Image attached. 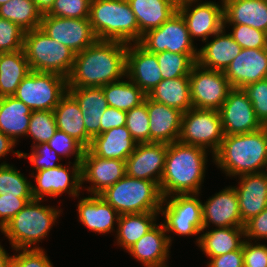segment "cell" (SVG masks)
I'll use <instances>...</instances> for the list:
<instances>
[{"instance_id": "obj_1", "label": "cell", "mask_w": 267, "mask_h": 267, "mask_svg": "<svg viewBox=\"0 0 267 267\" xmlns=\"http://www.w3.org/2000/svg\"><path fill=\"white\" fill-rule=\"evenodd\" d=\"M127 44L96 40L75 55L68 88L102 87L126 78Z\"/></svg>"}, {"instance_id": "obj_2", "label": "cell", "mask_w": 267, "mask_h": 267, "mask_svg": "<svg viewBox=\"0 0 267 267\" xmlns=\"http://www.w3.org/2000/svg\"><path fill=\"white\" fill-rule=\"evenodd\" d=\"M209 151L173 142L167 146L164 171L159 184L161 196L200 194L204 183Z\"/></svg>"}, {"instance_id": "obj_3", "label": "cell", "mask_w": 267, "mask_h": 267, "mask_svg": "<svg viewBox=\"0 0 267 267\" xmlns=\"http://www.w3.org/2000/svg\"><path fill=\"white\" fill-rule=\"evenodd\" d=\"M226 176L265 172L267 165V126L238 135H225L212 161Z\"/></svg>"}, {"instance_id": "obj_4", "label": "cell", "mask_w": 267, "mask_h": 267, "mask_svg": "<svg viewBox=\"0 0 267 267\" xmlns=\"http://www.w3.org/2000/svg\"><path fill=\"white\" fill-rule=\"evenodd\" d=\"M33 199L0 230L8 238L12 249H43L39 242L48 237L53 225L58 223L61 208L41 204ZM37 244V246H36Z\"/></svg>"}, {"instance_id": "obj_5", "label": "cell", "mask_w": 267, "mask_h": 267, "mask_svg": "<svg viewBox=\"0 0 267 267\" xmlns=\"http://www.w3.org/2000/svg\"><path fill=\"white\" fill-rule=\"evenodd\" d=\"M89 20L97 40L139 42V26L127 0H91Z\"/></svg>"}, {"instance_id": "obj_6", "label": "cell", "mask_w": 267, "mask_h": 267, "mask_svg": "<svg viewBox=\"0 0 267 267\" xmlns=\"http://www.w3.org/2000/svg\"><path fill=\"white\" fill-rule=\"evenodd\" d=\"M100 196L120 215L160 212L163 197L154 181L125 175Z\"/></svg>"}, {"instance_id": "obj_7", "label": "cell", "mask_w": 267, "mask_h": 267, "mask_svg": "<svg viewBox=\"0 0 267 267\" xmlns=\"http://www.w3.org/2000/svg\"><path fill=\"white\" fill-rule=\"evenodd\" d=\"M23 49L31 71L70 75L76 53L50 38L41 28L25 32Z\"/></svg>"}, {"instance_id": "obj_8", "label": "cell", "mask_w": 267, "mask_h": 267, "mask_svg": "<svg viewBox=\"0 0 267 267\" xmlns=\"http://www.w3.org/2000/svg\"><path fill=\"white\" fill-rule=\"evenodd\" d=\"M198 196L199 194H175L163 198L160 214L164 216L162 223L167 234L197 236L198 245V234L203 230L202 200Z\"/></svg>"}, {"instance_id": "obj_9", "label": "cell", "mask_w": 267, "mask_h": 267, "mask_svg": "<svg viewBox=\"0 0 267 267\" xmlns=\"http://www.w3.org/2000/svg\"><path fill=\"white\" fill-rule=\"evenodd\" d=\"M67 91L68 83L64 76L31 71L19 84L13 96L32 111H53Z\"/></svg>"}, {"instance_id": "obj_10", "label": "cell", "mask_w": 267, "mask_h": 267, "mask_svg": "<svg viewBox=\"0 0 267 267\" xmlns=\"http://www.w3.org/2000/svg\"><path fill=\"white\" fill-rule=\"evenodd\" d=\"M224 136L219 111L190 108L183 113L178 142L202 147L213 159Z\"/></svg>"}, {"instance_id": "obj_11", "label": "cell", "mask_w": 267, "mask_h": 267, "mask_svg": "<svg viewBox=\"0 0 267 267\" xmlns=\"http://www.w3.org/2000/svg\"><path fill=\"white\" fill-rule=\"evenodd\" d=\"M138 44L153 54L164 51L187 54L195 63L197 62L198 49L190 37L184 18L178 11L160 27L144 33Z\"/></svg>"}, {"instance_id": "obj_12", "label": "cell", "mask_w": 267, "mask_h": 267, "mask_svg": "<svg viewBox=\"0 0 267 267\" xmlns=\"http://www.w3.org/2000/svg\"><path fill=\"white\" fill-rule=\"evenodd\" d=\"M192 108L219 110L233 89L223 71L192 66L189 75Z\"/></svg>"}, {"instance_id": "obj_13", "label": "cell", "mask_w": 267, "mask_h": 267, "mask_svg": "<svg viewBox=\"0 0 267 267\" xmlns=\"http://www.w3.org/2000/svg\"><path fill=\"white\" fill-rule=\"evenodd\" d=\"M68 163L69 167L61 164L30 174L36 183L32 184L33 199L45 200V196L57 198L63 193L79 199L81 188L84 187L81 184V162Z\"/></svg>"}, {"instance_id": "obj_14", "label": "cell", "mask_w": 267, "mask_h": 267, "mask_svg": "<svg viewBox=\"0 0 267 267\" xmlns=\"http://www.w3.org/2000/svg\"><path fill=\"white\" fill-rule=\"evenodd\" d=\"M200 1V2H198ZM213 1L180 0L177 11L184 18L191 39L204 42L224 28V5Z\"/></svg>"}, {"instance_id": "obj_15", "label": "cell", "mask_w": 267, "mask_h": 267, "mask_svg": "<svg viewBox=\"0 0 267 267\" xmlns=\"http://www.w3.org/2000/svg\"><path fill=\"white\" fill-rule=\"evenodd\" d=\"M40 28L53 40L69 47L76 54L96 40L89 18H65L42 15Z\"/></svg>"}, {"instance_id": "obj_16", "label": "cell", "mask_w": 267, "mask_h": 267, "mask_svg": "<svg viewBox=\"0 0 267 267\" xmlns=\"http://www.w3.org/2000/svg\"><path fill=\"white\" fill-rule=\"evenodd\" d=\"M218 111L224 135L245 134L263 127L243 89L233 88Z\"/></svg>"}, {"instance_id": "obj_17", "label": "cell", "mask_w": 267, "mask_h": 267, "mask_svg": "<svg viewBox=\"0 0 267 267\" xmlns=\"http://www.w3.org/2000/svg\"><path fill=\"white\" fill-rule=\"evenodd\" d=\"M126 175L125 161L119 159H103L85 149L81 160V184L91 183L88 194L100 195Z\"/></svg>"}, {"instance_id": "obj_18", "label": "cell", "mask_w": 267, "mask_h": 267, "mask_svg": "<svg viewBox=\"0 0 267 267\" xmlns=\"http://www.w3.org/2000/svg\"><path fill=\"white\" fill-rule=\"evenodd\" d=\"M165 143H139L125 161L126 175L160 184L167 155Z\"/></svg>"}, {"instance_id": "obj_19", "label": "cell", "mask_w": 267, "mask_h": 267, "mask_svg": "<svg viewBox=\"0 0 267 267\" xmlns=\"http://www.w3.org/2000/svg\"><path fill=\"white\" fill-rule=\"evenodd\" d=\"M203 229L213 224L218 227H244L239 201L234 186H225L202 203Z\"/></svg>"}, {"instance_id": "obj_20", "label": "cell", "mask_w": 267, "mask_h": 267, "mask_svg": "<svg viewBox=\"0 0 267 267\" xmlns=\"http://www.w3.org/2000/svg\"><path fill=\"white\" fill-rule=\"evenodd\" d=\"M126 77L148 95L163 80L156 55L138 43L127 44Z\"/></svg>"}, {"instance_id": "obj_21", "label": "cell", "mask_w": 267, "mask_h": 267, "mask_svg": "<svg viewBox=\"0 0 267 267\" xmlns=\"http://www.w3.org/2000/svg\"><path fill=\"white\" fill-rule=\"evenodd\" d=\"M171 235H167L164 224H156L144 236H142L126 252L140 262L144 267L168 266Z\"/></svg>"}, {"instance_id": "obj_22", "label": "cell", "mask_w": 267, "mask_h": 267, "mask_svg": "<svg viewBox=\"0 0 267 267\" xmlns=\"http://www.w3.org/2000/svg\"><path fill=\"white\" fill-rule=\"evenodd\" d=\"M233 88L245 86L267 78V48L241 49L239 55L224 71Z\"/></svg>"}, {"instance_id": "obj_23", "label": "cell", "mask_w": 267, "mask_h": 267, "mask_svg": "<svg viewBox=\"0 0 267 267\" xmlns=\"http://www.w3.org/2000/svg\"><path fill=\"white\" fill-rule=\"evenodd\" d=\"M234 186L239 201L240 216L245 224L267 207V175L265 172L238 176Z\"/></svg>"}, {"instance_id": "obj_24", "label": "cell", "mask_w": 267, "mask_h": 267, "mask_svg": "<svg viewBox=\"0 0 267 267\" xmlns=\"http://www.w3.org/2000/svg\"><path fill=\"white\" fill-rule=\"evenodd\" d=\"M144 102L147 105L150 120V143L171 144L177 142L180 135L183 112L151 100L147 96Z\"/></svg>"}, {"instance_id": "obj_25", "label": "cell", "mask_w": 267, "mask_h": 267, "mask_svg": "<svg viewBox=\"0 0 267 267\" xmlns=\"http://www.w3.org/2000/svg\"><path fill=\"white\" fill-rule=\"evenodd\" d=\"M79 221L90 231L97 234L114 232L120 214L100 195L80 197L77 204ZM116 222V223H115Z\"/></svg>"}, {"instance_id": "obj_26", "label": "cell", "mask_w": 267, "mask_h": 267, "mask_svg": "<svg viewBox=\"0 0 267 267\" xmlns=\"http://www.w3.org/2000/svg\"><path fill=\"white\" fill-rule=\"evenodd\" d=\"M212 37L211 41H204L205 45L198 49L197 63L204 68L224 72L242 48L229 32L226 33L225 28Z\"/></svg>"}, {"instance_id": "obj_27", "label": "cell", "mask_w": 267, "mask_h": 267, "mask_svg": "<svg viewBox=\"0 0 267 267\" xmlns=\"http://www.w3.org/2000/svg\"><path fill=\"white\" fill-rule=\"evenodd\" d=\"M126 126L112 128L95 136L89 150L103 159L124 160L131 155L137 146Z\"/></svg>"}, {"instance_id": "obj_28", "label": "cell", "mask_w": 267, "mask_h": 267, "mask_svg": "<svg viewBox=\"0 0 267 267\" xmlns=\"http://www.w3.org/2000/svg\"><path fill=\"white\" fill-rule=\"evenodd\" d=\"M68 92L80 106L87 134L92 139L98 136L101 117L109 106L102 87L68 88Z\"/></svg>"}, {"instance_id": "obj_29", "label": "cell", "mask_w": 267, "mask_h": 267, "mask_svg": "<svg viewBox=\"0 0 267 267\" xmlns=\"http://www.w3.org/2000/svg\"><path fill=\"white\" fill-rule=\"evenodd\" d=\"M224 24L248 25L267 33V0H223Z\"/></svg>"}, {"instance_id": "obj_30", "label": "cell", "mask_w": 267, "mask_h": 267, "mask_svg": "<svg viewBox=\"0 0 267 267\" xmlns=\"http://www.w3.org/2000/svg\"><path fill=\"white\" fill-rule=\"evenodd\" d=\"M139 26V41L144 33L160 27L176 11L178 0H127Z\"/></svg>"}, {"instance_id": "obj_31", "label": "cell", "mask_w": 267, "mask_h": 267, "mask_svg": "<svg viewBox=\"0 0 267 267\" xmlns=\"http://www.w3.org/2000/svg\"><path fill=\"white\" fill-rule=\"evenodd\" d=\"M57 129L65 132L85 149H88L92 138L85 130V124L80 106L76 99L67 91L53 110Z\"/></svg>"}, {"instance_id": "obj_32", "label": "cell", "mask_w": 267, "mask_h": 267, "mask_svg": "<svg viewBox=\"0 0 267 267\" xmlns=\"http://www.w3.org/2000/svg\"><path fill=\"white\" fill-rule=\"evenodd\" d=\"M200 233L197 246L207 257L220 256L238 250L245 240L244 227H218L215 229L212 227V230L203 229Z\"/></svg>"}, {"instance_id": "obj_33", "label": "cell", "mask_w": 267, "mask_h": 267, "mask_svg": "<svg viewBox=\"0 0 267 267\" xmlns=\"http://www.w3.org/2000/svg\"><path fill=\"white\" fill-rule=\"evenodd\" d=\"M32 110L14 96L0 97V131L15 143L26 136Z\"/></svg>"}, {"instance_id": "obj_34", "label": "cell", "mask_w": 267, "mask_h": 267, "mask_svg": "<svg viewBox=\"0 0 267 267\" xmlns=\"http://www.w3.org/2000/svg\"><path fill=\"white\" fill-rule=\"evenodd\" d=\"M160 212H144L120 215L116 229V243L124 251L134 245L157 223Z\"/></svg>"}, {"instance_id": "obj_35", "label": "cell", "mask_w": 267, "mask_h": 267, "mask_svg": "<svg viewBox=\"0 0 267 267\" xmlns=\"http://www.w3.org/2000/svg\"><path fill=\"white\" fill-rule=\"evenodd\" d=\"M30 72L24 49L0 53V97L13 96Z\"/></svg>"}, {"instance_id": "obj_36", "label": "cell", "mask_w": 267, "mask_h": 267, "mask_svg": "<svg viewBox=\"0 0 267 267\" xmlns=\"http://www.w3.org/2000/svg\"><path fill=\"white\" fill-rule=\"evenodd\" d=\"M147 97L185 113L192 108L189 77L163 79Z\"/></svg>"}, {"instance_id": "obj_37", "label": "cell", "mask_w": 267, "mask_h": 267, "mask_svg": "<svg viewBox=\"0 0 267 267\" xmlns=\"http://www.w3.org/2000/svg\"><path fill=\"white\" fill-rule=\"evenodd\" d=\"M126 79L106 84L102 89L110 107L127 112L143 103L147 95L127 77Z\"/></svg>"}, {"instance_id": "obj_38", "label": "cell", "mask_w": 267, "mask_h": 267, "mask_svg": "<svg viewBox=\"0 0 267 267\" xmlns=\"http://www.w3.org/2000/svg\"><path fill=\"white\" fill-rule=\"evenodd\" d=\"M0 18L7 19L28 32L40 28L42 13L33 0H10L0 6Z\"/></svg>"}, {"instance_id": "obj_39", "label": "cell", "mask_w": 267, "mask_h": 267, "mask_svg": "<svg viewBox=\"0 0 267 267\" xmlns=\"http://www.w3.org/2000/svg\"><path fill=\"white\" fill-rule=\"evenodd\" d=\"M12 164L0 163V194L17 195V197H32V181L27 180Z\"/></svg>"}, {"instance_id": "obj_40", "label": "cell", "mask_w": 267, "mask_h": 267, "mask_svg": "<svg viewBox=\"0 0 267 267\" xmlns=\"http://www.w3.org/2000/svg\"><path fill=\"white\" fill-rule=\"evenodd\" d=\"M57 130L55 115L53 111H32L26 138H32V146L48 142Z\"/></svg>"}, {"instance_id": "obj_41", "label": "cell", "mask_w": 267, "mask_h": 267, "mask_svg": "<svg viewBox=\"0 0 267 267\" xmlns=\"http://www.w3.org/2000/svg\"><path fill=\"white\" fill-rule=\"evenodd\" d=\"M160 67L162 79L189 77L195 62L187 55L164 51L155 54Z\"/></svg>"}, {"instance_id": "obj_42", "label": "cell", "mask_w": 267, "mask_h": 267, "mask_svg": "<svg viewBox=\"0 0 267 267\" xmlns=\"http://www.w3.org/2000/svg\"><path fill=\"white\" fill-rule=\"evenodd\" d=\"M125 126L138 144L150 143V120L145 102L126 112Z\"/></svg>"}, {"instance_id": "obj_43", "label": "cell", "mask_w": 267, "mask_h": 267, "mask_svg": "<svg viewBox=\"0 0 267 267\" xmlns=\"http://www.w3.org/2000/svg\"><path fill=\"white\" fill-rule=\"evenodd\" d=\"M231 26L229 34L242 49L267 48V33L248 25L224 24V28Z\"/></svg>"}, {"instance_id": "obj_44", "label": "cell", "mask_w": 267, "mask_h": 267, "mask_svg": "<svg viewBox=\"0 0 267 267\" xmlns=\"http://www.w3.org/2000/svg\"><path fill=\"white\" fill-rule=\"evenodd\" d=\"M20 158H28V161L33 166L32 173H34V170L36 172L42 169L55 168L62 164L58 163L62 160V157L47 142L35 145L31 148L30 154L21 152Z\"/></svg>"}, {"instance_id": "obj_45", "label": "cell", "mask_w": 267, "mask_h": 267, "mask_svg": "<svg viewBox=\"0 0 267 267\" xmlns=\"http://www.w3.org/2000/svg\"><path fill=\"white\" fill-rule=\"evenodd\" d=\"M91 0H54L53 6L46 13L49 16L65 18H89Z\"/></svg>"}, {"instance_id": "obj_46", "label": "cell", "mask_w": 267, "mask_h": 267, "mask_svg": "<svg viewBox=\"0 0 267 267\" xmlns=\"http://www.w3.org/2000/svg\"><path fill=\"white\" fill-rule=\"evenodd\" d=\"M25 31L15 23L0 18V53L23 49Z\"/></svg>"}, {"instance_id": "obj_47", "label": "cell", "mask_w": 267, "mask_h": 267, "mask_svg": "<svg viewBox=\"0 0 267 267\" xmlns=\"http://www.w3.org/2000/svg\"><path fill=\"white\" fill-rule=\"evenodd\" d=\"M47 143L62 158L74 156V162H81L85 148L65 132L57 129Z\"/></svg>"}, {"instance_id": "obj_48", "label": "cell", "mask_w": 267, "mask_h": 267, "mask_svg": "<svg viewBox=\"0 0 267 267\" xmlns=\"http://www.w3.org/2000/svg\"><path fill=\"white\" fill-rule=\"evenodd\" d=\"M242 89L251 101L257 119L263 126H267V78L251 83Z\"/></svg>"}, {"instance_id": "obj_49", "label": "cell", "mask_w": 267, "mask_h": 267, "mask_svg": "<svg viewBox=\"0 0 267 267\" xmlns=\"http://www.w3.org/2000/svg\"><path fill=\"white\" fill-rule=\"evenodd\" d=\"M9 267H53L44 249H15Z\"/></svg>"}, {"instance_id": "obj_50", "label": "cell", "mask_w": 267, "mask_h": 267, "mask_svg": "<svg viewBox=\"0 0 267 267\" xmlns=\"http://www.w3.org/2000/svg\"><path fill=\"white\" fill-rule=\"evenodd\" d=\"M33 197H17V195L0 194V230L10 221Z\"/></svg>"}, {"instance_id": "obj_51", "label": "cell", "mask_w": 267, "mask_h": 267, "mask_svg": "<svg viewBox=\"0 0 267 267\" xmlns=\"http://www.w3.org/2000/svg\"><path fill=\"white\" fill-rule=\"evenodd\" d=\"M244 267H267V245L244 240Z\"/></svg>"}, {"instance_id": "obj_52", "label": "cell", "mask_w": 267, "mask_h": 267, "mask_svg": "<svg viewBox=\"0 0 267 267\" xmlns=\"http://www.w3.org/2000/svg\"><path fill=\"white\" fill-rule=\"evenodd\" d=\"M245 239L254 242L267 240V207L245 223Z\"/></svg>"}, {"instance_id": "obj_53", "label": "cell", "mask_w": 267, "mask_h": 267, "mask_svg": "<svg viewBox=\"0 0 267 267\" xmlns=\"http://www.w3.org/2000/svg\"><path fill=\"white\" fill-rule=\"evenodd\" d=\"M207 258H210L207 267H244L243 245L238 250Z\"/></svg>"}, {"instance_id": "obj_54", "label": "cell", "mask_w": 267, "mask_h": 267, "mask_svg": "<svg viewBox=\"0 0 267 267\" xmlns=\"http://www.w3.org/2000/svg\"><path fill=\"white\" fill-rule=\"evenodd\" d=\"M126 124V111L118 110L108 106L101 117L100 133L105 132L112 128L125 126Z\"/></svg>"}, {"instance_id": "obj_55", "label": "cell", "mask_w": 267, "mask_h": 267, "mask_svg": "<svg viewBox=\"0 0 267 267\" xmlns=\"http://www.w3.org/2000/svg\"><path fill=\"white\" fill-rule=\"evenodd\" d=\"M17 145L10 137L7 135L3 134L0 131V159L2 157L5 158L7 154L13 153V155H17V157L20 159V150H13V148Z\"/></svg>"}, {"instance_id": "obj_56", "label": "cell", "mask_w": 267, "mask_h": 267, "mask_svg": "<svg viewBox=\"0 0 267 267\" xmlns=\"http://www.w3.org/2000/svg\"><path fill=\"white\" fill-rule=\"evenodd\" d=\"M37 9L43 14H46L53 6L54 0H33Z\"/></svg>"}, {"instance_id": "obj_57", "label": "cell", "mask_w": 267, "mask_h": 267, "mask_svg": "<svg viewBox=\"0 0 267 267\" xmlns=\"http://www.w3.org/2000/svg\"><path fill=\"white\" fill-rule=\"evenodd\" d=\"M13 255H9L0 243V267H9Z\"/></svg>"}, {"instance_id": "obj_58", "label": "cell", "mask_w": 267, "mask_h": 267, "mask_svg": "<svg viewBox=\"0 0 267 267\" xmlns=\"http://www.w3.org/2000/svg\"><path fill=\"white\" fill-rule=\"evenodd\" d=\"M10 0H0V6L3 5L4 3L8 2Z\"/></svg>"}]
</instances>
